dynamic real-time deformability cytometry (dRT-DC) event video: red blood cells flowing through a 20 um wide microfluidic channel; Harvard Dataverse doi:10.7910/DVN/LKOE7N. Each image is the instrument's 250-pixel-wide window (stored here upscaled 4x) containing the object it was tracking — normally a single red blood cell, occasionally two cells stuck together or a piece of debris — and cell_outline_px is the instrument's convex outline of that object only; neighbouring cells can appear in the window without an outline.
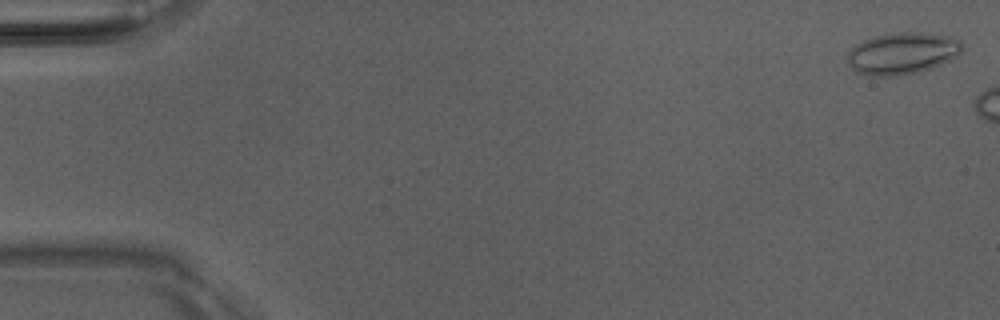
{"species": "Egyptian fruit bat (a non-hibernating species)", "species_latin": "Rousettus aegyptiacus", "temperature_condition": "room temperature", "stored_images_in_passage": 7, "camera_frame_rate_fps": 3000, "um_per_image_px": 0.085, "animal": {"sex": "male"}, "frame": {"image": 1, "passage_image": 1, "time_ms": 0.0, "image_size_px": [1000, 320], "cell_outline_px": [[964, 48], [956, 56], [940, 64], [916, 72], [896, 76], [872, 76], [856, 72], [848, 64], [848, 52], [856, 44], [872, 36], [904, 32], [920, 32], [948, 36], [960, 40], [964, 44]], "centroid_in_image_um": [76.68, 4.53], "position_along_channel_um": 8.3, "area_um2": 27.74}}